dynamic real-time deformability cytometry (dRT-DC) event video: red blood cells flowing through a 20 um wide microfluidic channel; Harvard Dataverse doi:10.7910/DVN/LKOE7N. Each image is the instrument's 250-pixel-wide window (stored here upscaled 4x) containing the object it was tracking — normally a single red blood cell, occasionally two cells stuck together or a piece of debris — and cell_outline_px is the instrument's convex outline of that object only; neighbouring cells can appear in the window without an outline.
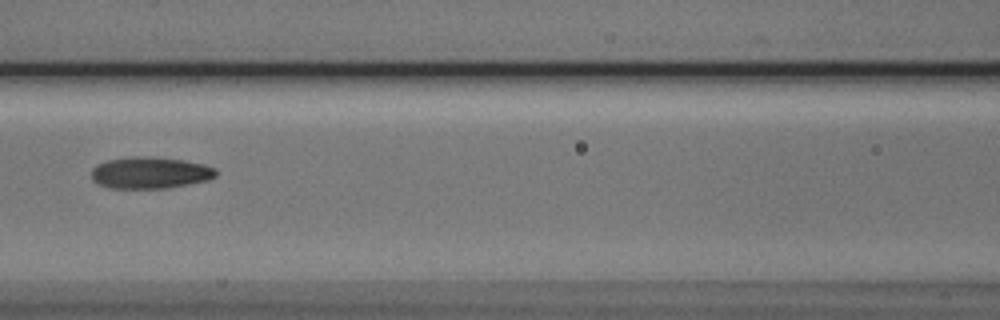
{"species": "Egyptian fruit bat (a non-hibernating species)", "species_latin": "Rousettus aegyptiacus", "temperature_condition": "cold", "stored_images_in_passage": 5, "camera_frame_rate_fps": 3000, "um_per_image_px": 0.085, "animal": {"sex": "male"}, "frame": {"image": 1, "passage_image": 5, "time_ms": 5.333, "image_size_px": [1000, 320], "cell_outline_px": [[216, 176], [208, 180], [168, 188], [108, 188], [92, 180], [92, 168], [108, 160], [132, 156], [152, 156], [184, 160], [204, 164], [216, 168]], "centroid_in_image_um": [12.78, 14.68], "position_along_channel_um": 153.8, "area_um2": 23.0}}